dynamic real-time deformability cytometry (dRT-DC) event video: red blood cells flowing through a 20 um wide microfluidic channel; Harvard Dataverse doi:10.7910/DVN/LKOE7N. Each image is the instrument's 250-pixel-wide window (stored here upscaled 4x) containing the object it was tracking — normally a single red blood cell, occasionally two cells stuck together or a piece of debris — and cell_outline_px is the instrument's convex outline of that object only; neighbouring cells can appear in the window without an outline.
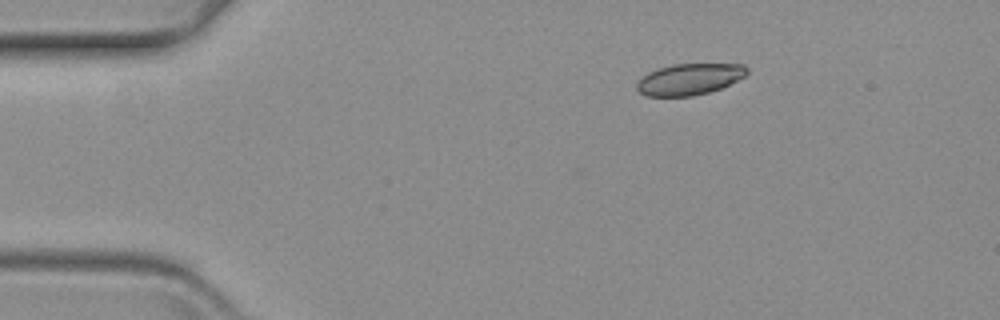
{"species": "common noctule bat (a hibernating species)", "species_latin": "Nyctalus noctula", "temperature_condition": "warm", "stored_images_in_passage": 52, "camera_frame_rate_fps": 3000, "um_per_image_px": 0.085, "animal": {"sex": "female", "body_mass_g": 19.3, "forearm_length_mm": 54.1}, "frame": {"image": 1, "passage_image": 1, "time_ms": 0.0, "image_size_px": [1000, 320], "cell_outline_px": [[748, 72], [744, 76], [720, 88], [708, 92], [692, 96], [648, 96], [640, 92], [636, 88], [636, 84], [648, 72], [656, 68], [672, 64], [744, 64], [748, 68]], "centroid_in_image_um": [58.59, 6.72], "position_along_channel_um": 26.4, "area_um2": 19.94}}
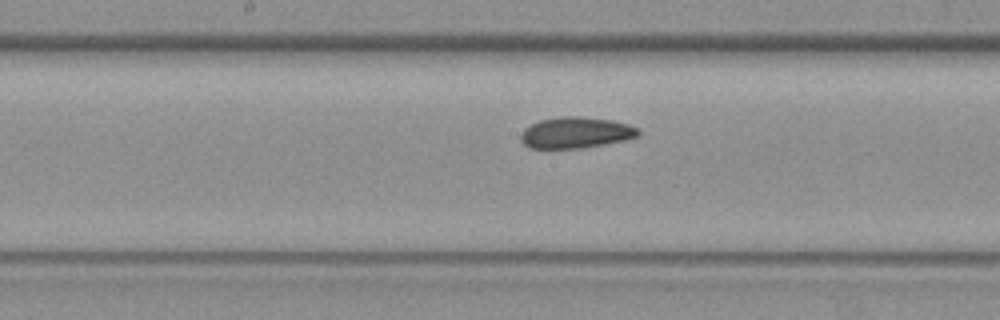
{"frame": {"image": 2, "passage_image": 22, "time_ms": 7.0, "image_size_px": [1000, 320], "cell_outline_px": [[640, 132], [636, 136], [624, 140], [604, 144], [580, 148], [528, 148], [520, 140], [520, 136], [524, 128], [540, 120], [560, 116], [580, 116], [612, 120], [628, 124], [640, 128]], "centroid_in_image_um": [48.93, 11.27], "position_along_channel_um": 199.3, "area_um2": 21.33}}
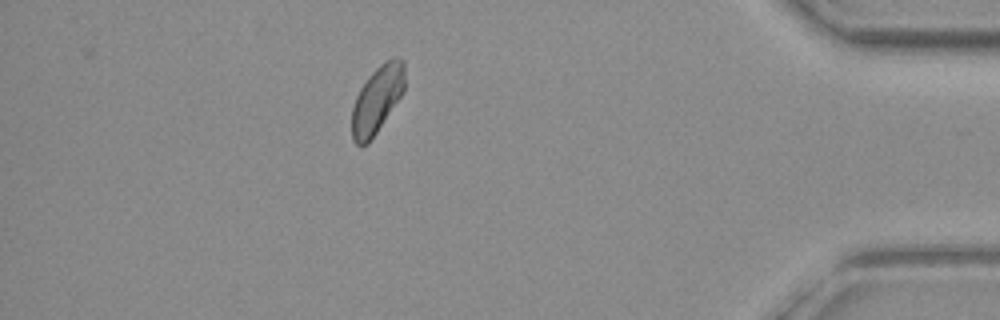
{"frame": {"image": 3, "passage_image": 44, "time_ms": 14.333, "image_size_px": [1000, 320], "cell_outline_px": [[404, 92], [368, 144], [360, 148], [352, 140], [352, 108], [356, 96], [360, 88], [368, 76], [384, 60], [392, 56], [396, 56], [404, 60]], "centroid_in_image_um": [32.05, 8.45], "position_along_channel_um": 403.2, "area_um2": 20.92}}